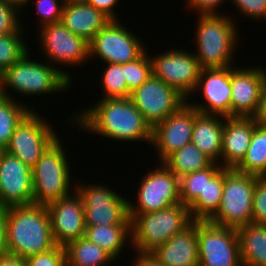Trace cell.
<instances>
[{"instance_id": "cell-41", "label": "cell", "mask_w": 266, "mask_h": 266, "mask_svg": "<svg viewBox=\"0 0 266 266\" xmlns=\"http://www.w3.org/2000/svg\"><path fill=\"white\" fill-rule=\"evenodd\" d=\"M187 7L197 11L198 14H218L217 7L227 0H186ZM229 1V0H228ZM195 9V10H194ZM217 11V12H216Z\"/></svg>"}, {"instance_id": "cell-18", "label": "cell", "mask_w": 266, "mask_h": 266, "mask_svg": "<svg viewBox=\"0 0 266 266\" xmlns=\"http://www.w3.org/2000/svg\"><path fill=\"white\" fill-rule=\"evenodd\" d=\"M197 91L203 96L204 103H188L199 113L230 117L231 66L201 69L198 83L192 95L194 96Z\"/></svg>"}, {"instance_id": "cell-20", "label": "cell", "mask_w": 266, "mask_h": 266, "mask_svg": "<svg viewBox=\"0 0 266 266\" xmlns=\"http://www.w3.org/2000/svg\"><path fill=\"white\" fill-rule=\"evenodd\" d=\"M231 66L230 117H253L258 110L266 70L262 67Z\"/></svg>"}, {"instance_id": "cell-29", "label": "cell", "mask_w": 266, "mask_h": 266, "mask_svg": "<svg viewBox=\"0 0 266 266\" xmlns=\"http://www.w3.org/2000/svg\"><path fill=\"white\" fill-rule=\"evenodd\" d=\"M178 178L209 167L213 161L193 143L174 151L162 162Z\"/></svg>"}, {"instance_id": "cell-9", "label": "cell", "mask_w": 266, "mask_h": 266, "mask_svg": "<svg viewBox=\"0 0 266 266\" xmlns=\"http://www.w3.org/2000/svg\"><path fill=\"white\" fill-rule=\"evenodd\" d=\"M199 266H242L236 228L197 221Z\"/></svg>"}, {"instance_id": "cell-37", "label": "cell", "mask_w": 266, "mask_h": 266, "mask_svg": "<svg viewBox=\"0 0 266 266\" xmlns=\"http://www.w3.org/2000/svg\"><path fill=\"white\" fill-rule=\"evenodd\" d=\"M252 223L266 225V177H259L255 183Z\"/></svg>"}, {"instance_id": "cell-31", "label": "cell", "mask_w": 266, "mask_h": 266, "mask_svg": "<svg viewBox=\"0 0 266 266\" xmlns=\"http://www.w3.org/2000/svg\"><path fill=\"white\" fill-rule=\"evenodd\" d=\"M17 101L0 95V148L4 150L17 126L33 110L27 104H19Z\"/></svg>"}, {"instance_id": "cell-35", "label": "cell", "mask_w": 266, "mask_h": 266, "mask_svg": "<svg viewBox=\"0 0 266 266\" xmlns=\"http://www.w3.org/2000/svg\"><path fill=\"white\" fill-rule=\"evenodd\" d=\"M124 75L130 92L139 88L152 76V64L147 51L136 60L124 63Z\"/></svg>"}, {"instance_id": "cell-1", "label": "cell", "mask_w": 266, "mask_h": 266, "mask_svg": "<svg viewBox=\"0 0 266 266\" xmlns=\"http://www.w3.org/2000/svg\"><path fill=\"white\" fill-rule=\"evenodd\" d=\"M73 117L72 124H79V129L91 134L97 133L117 142H152L153 128L130 98L101 99Z\"/></svg>"}, {"instance_id": "cell-13", "label": "cell", "mask_w": 266, "mask_h": 266, "mask_svg": "<svg viewBox=\"0 0 266 266\" xmlns=\"http://www.w3.org/2000/svg\"><path fill=\"white\" fill-rule=\"evenodd\" d=\"M53 129L46 119L32 110L15 129L5 151L32 168L58 138Z\"/></svg>"}, {"instance_id": "cell-15", "label": "cell", "mask_w": 266, "mask_h": 266, "mask_svg": "<svg viewBox=\"0 0 266 266\" xmlns=\"http://www.w3.org/2000/svg\"><path fill=\"white\" fill-rule=\"evenodd\" d=\"M37 33H40L42 53L52 65L81 66L90 58L89 42L73 34L61 22L44 25Z\"/></svg>"}, {"instance_id": "cell-39", "label": "cell", "mask_w": 266, "mask_h": 266, "mask_svg": "<svg viewBox=\"0 0 266 266\" xmlns=\"http://www.w3.org/2000/svg\"><path fill=\"white\" fill-rule=\"evenodd\" d=\"M20 11L3 0H0V35L16 33L22 26Z\"/></svg>"}, {"instance_id": "cell-33", "label": "cell", "mask_w": 266, "mask_h": 266, "mask_svg": "<svg viewBox=\"0 0 266 266\" xmlns=\"http://www.w3.org/2000/svg\"><path fill=\"white\" fill-rule=\"evenodd\" d=\"M23 32L21 27L16 33L0 35V75L29 52Z\"/></svg>"}, {"instance_id": "cell-38", "label": "cell", "mask_w": 266, "mask_h": 266, "mask_svg": "<svg viewBox=\"0 0 266 266\" xmlns=\"http://www.w3.org/2000/svg\"><path fill=\"white\" fill-rule=\"evenodd\" d=\"M27 266H66L65 249L56 245L49 251L24 259Z\"/></svg>"}, {"instance_id": "cell-28", "label": "cell", "mask_w": 266, "mask_h": 266, "mask_svg": "<svg viewBox=\"0 0 266 266\" xmlns=\"http://www.w3.org/2000/svg\"><path fill=\"white\" fill-rule=\"evenodd\" d=\"M224 186V168L213 178H206L204 193L188 207L193 221H208L219 209Z\"/></svg>"}, {"instance_id": "cell-40", "label": "cell", "mask_w": 266, "mask_h": 266, "mask_svg": "<svg viewBox=\"0 0 266 266\" xmlns=\"http://www.w3.org/2000/svg\"><path fill=\"white\" fill-rule=\"evenodd\" d=\"M233 2V6H236V10H240V14L254 20L265 19L266 20V0H230Z\"/></svg>"}, {"instance_id": "cell-3", "label": "cell", "mask_w": 266, "mask_h": 266, "mask_svg": "<svg viewBox=\"0 0 266 266\" xmlns=\"http://www.w3.org/2000/svg\"><path fill=\"white\" fill-rule=\"evenodd\" d=\"M28 52L0 75V95L14 98L6 90L8 87L18 94L44 95L65 91L72 87L73 76L49 63L33 61Z\"/></svg>"}, {"instance_id": "cell-14", "label": "cell", "mask_w": 266, "mask_h": 266, "mask_svg": "<svg viewBox=\"0 0 266 266\" xmlns=\"http://www.w3.org/2000/svg\"><path fill=\"white\" fill-rule=\"evenodd\" d=\"M130 99L152 128L187 102L177 90L154 76L132 91Z\"/></svg>"}, {"instance_id": "cell-7", "label": "cell", "mask_w": 266, "mask_h": 266, "mask_svg": "<svg viewBox=\"0 0 266 266\" xmlns=\"http://www.w3.org/2000/svg\"><path fill=\"white\" fill-rule=\"evenodd\" d=\"M258 178L234 168H224L221 203L217 212L208 221L236 229L252 223L253 194Z\"/></svg>"}, {"instance_id": "cell-26", "label": "cell", "mask_w": 266, "mask_h": 266, "mask_svg": "<svg viewBox=\"0 0 266 266\" xmlns=\"http://www.w3.org/2000/svg\"><path fill=\"white\" fill-rule=\"evenodd\" d=\"M84 237L99 245L116 261L123 254L126 243L131 246V225L86 226Z\"/></svg>"}, {"instance_id": "cell-16", "label": "cell", "mask_w": 266, "mask_h": 266, "mask_svg": "<svg viewBox=\"0 0 266 266\" xmlns=\"http://www.w3.org/2000/svg\"><path fill=\"white\" fill-rule=\"evenodd\" d=\"M194 121L195 108L187 101L153 127L151 145L158 154V163L163 162L174 151L191 143Z\"/></svg>"}, {"instance_id": "cell-30", "label": "cell", "mask_w": 266, "mask_h": 266, "mask_svg": "<svg viewBox=\"0 0 266 266\" xmlns=\"http://www.w3.org/2000/svg\"><path fill=\"white\" fill-rule=\"evenodd\" d=\"M239 172L266 177V126L257 124L243 160L234 168Z\"/></svg>"}, {"instance_id": "cell-19", "label": "cell", "mask_w": 266, "mask_h": 266, "mask_svg": "<svg viewBox=\"0 0 266 266\" xmlns=\"http://www.w3.org/2000/svg\"><path fill=\"white\" fill-rule=\"evenodd\" d=\"M46 208L56 245L65 247L68 243L84 237V206L82 198L75 190L68 197L49 203Z\"/></svg>"}, {"instance_id": "cell-22", "label": "cell", "mask_w": 266, "mask_h": 266, "mask_svg": "<svg viewBox=\"0 0 266 266\" xmlns=\"http://www.w3.org/2000/svg\"><path fill=\"white\" fill-rule=\"evenodd\" d=\"M152 254L164 266H199L197 221L175 234Z\"/></svg>"}, {"instance_id": "cell-42", "label": "cell", "mask_w": 266, "mask_h": 266, "mask_svg": "<svg viewBox=\"0 0 266 266\" xmlns=\"http://www.w3.org/2000/svg\"><path fill=\"white\" fill-rule=\"evenodd\" d=\"M9 254L7 209L0 208V257Z\"/></svg>"}, {"instance_id": "cell-5", "label": "cell", "mask_w": 266, "mask_h": 266, "mask_svg": "<svg viewBox=\"0 0 266 266\" xmlns=\"http://www.w3.org/2000/svg\"><path fill=\"white\" fill-rule=\"evenodd\" d=\"M131 248L139 253H152L192 222L188 206L182 203L145 214H129Z\"/></svg>"}, {"instance_id": "cell-10", "label": "cell", "mask_w": 266, "mask_h": 266, "mask_svg": "<svg viewBox=\"0 0 266 266\" xmlns=\"http://www.w3.org/2000/svg\"><path fill=\"white\" fill-rule=\"evenodd\" d=\"M138 189L137 205L128 201V214H145L181 203L179 178L162 162L145 174Z\"/></svg>"}, {"instance_id": "cell-6", "label": "cell", "mask_w": 266, "mask_h": 266, "mask_svg": "<svg viewBox=\"0 0 266 266\" xmlns=\"http://www.w3.org/2000/svg\"><path fill=\"white\" fill-rule=\"evenodd\" d=\"M58 137L32 167L33 204L48 205L71 195L70 162ZM72 182V183H71ZM74 187V188H73ZM71 191V192H70Z\"/></svg>"}, {"instance_id": "cell-45", "label": "cell", "mask_w": 266, "mask_h": 266, "mask_svg": "<svg viewBox=\"0 0 266 266\" xmlns=\"http://www.w3.org/2000/svg\"><path fill=\"white\" fill-rule=\"evenodd\" d=\"M253 117L259 125L266 126V83L262 89L257 113Z\"/></svg>"}, {"instance_id": "cell-24", "label": "cell", "mask_w": 266, "mask_h": 266, "mask_svg": "<svg viewBox=\"0 0 266 266\" xmlns=\"http://www.w3.org/2000/svg\"><path fill=\"white\" fill-rule=\"evenodd\" d=\"M222 119L225 117L201 114L195 109L191 143L215 163H219L221 159L224 127Z\"/></svg>"}, {"instance_id": "cell-23", "label": "cell", "mask_w": 266, "mask_h": 266, "mask_svg": "<svg viewBox=\"0 0 266 266\" xmlns=\"http://www.w3.org/2000/svg\"><path fill=\"white\" fill-rule=\"evenodd\" d=\"M110 21L108 16L88 3H65L61 17L66 28L88 42Z\"/></svg>"}, {"instance_id": "cell-12", "label": "cell", "mask_w": 266, "mask_h": 266, "mask_svg": "<svg viewBox=\"0 0 266 266\" xmlns=\"http://www.w3.org/2000/svg\"><path fill=\"white\" fill-rule=\"evenodd\" d=\"M174 49L165 53L149 56L152 76L162 80L177 90L187 101L194 92L201 72L195 53Z\"/></svg>"}, {"instance_id": "cell-34", "label": "cell", "mask_w": 266, "mask_h": 266, "mask_svg": "<svg viewBox=\"0 0 266 266\" xmlns=\"http://www.w3.org/2000/svg\"><path fill=\"white\" fill-rule=\"evenodd\" d=\"M101 85L106 98H130L131 92L127 88L124 64L106 63V68L101 76Z\"/></svg>"}, {"instance_id": "cell-2", "label": "cell", "mask_w": 266, "mask_h": 266, "mask_svg": "<svg viewBox=\"0 0 266 266\" xmlns=\"http://www.w3.org/2000/svg\"><path fill=\"white\" fill-rule=\"evenodd\" d=\"M9 254L26 259L56 246L44 205L7 207Z\"/></svg>"}, {"instance_id": "cell-8", "label": "cell", "mask_w": 266, "mask_h": 266, "mask_svg": "<svg viewBox=\"0 0 266 266\" xmlns=\"http://www.w3.org/2000/svg\"><path fill=\"white\" fill-rule=\"evenodd\" d=\"M75 191L82 198L86 226L131 225L128 199L105 187L75 183Z\"/></svg>"}, {"instance_id": "cell-27", "label": "cell", "mask_w": 266, "mask_h": 266, "mask_svg": "<svg viewBox=\"0 0 266 266\" xmlns=\"http://www.w3.org/2000/svg\"><path fill=\"white\" fill-rule=\"evenodd\" d=\"M64 249L66 266H113L115 263V260L99 245L88 241L85 237L68 243Z\"/></svg>"}, {"instance_id": "cell-4", "label": "cell", "mask_w": 266, "mask_h": 266, "mask_svg": "<svg viewBox=\"0 0 266 266\" xmlns=\"http://www.w3.org/2000/svg\"><path fill=\"white\" fill-rule=\"evenodd\" d=\"M195 44L196 59L201 69L233 66L237 28L233 17L218 14H198ZM238 34V35H237Z\"/></svg>"}, {"instance_id": "cell-21", "label": "cell", "mask_w": 266, "mask_h": 266, "mask_svg": "<svg viewBox=\"0 0 266 266\" xmlns=\"http://www.w3.org/2000/svg\"><path fill=\"white\" fill-rule=\"evenodd\" d=\"M257 124L254 117L233 116L224 119L220 159L223 168H235L243 160Z\"/></svg>"}, {"instance_id": "cell-11", "label": "cell", "mask_w": 266, "mask_h": 266, "mask_svg": "<svg viewBox=\"0 0 266 266\" xmlns=\"http://www.w3.org/2000/svg\"><path fill=\"white\" fill-rule=\"evenodd\" d=\"M144 46L121 21L111 20L90 40L89 57H99L104 64H124L139 58L146 51Z\"/></svg>"}, {"instance_id": "cell-25", "label": "cell", "mask_w": 266, "mask_h": 266, "mask_svg": "<svg viewBox=\"0 0 266 266\" xmlns=\"http://www.w3.org/2000/svg\"><path fill=\"white\" fill-rule=\"evenodd\" d=\"M237 232L242 266H266V225L249 223Z\"/></svg>"}, {"instance_id": "cell-17", "label": "cell", "mask_w": 266, "mask_h": 266, "mask_svg": "<svg viewBox=\"0 0 266 266\" xmlns=\"http://www.w3.org/2000/svg\"><path fill=\"white\" fill-rule=\"evenodd\" d=\"M32 204V168L4 150L0 157V208Z\"/></svg>"}, {"instance_id": "cell-49", "label": "cell", "mask_w": 266, "mask_h": 266, "mask_svg": "<svg viewBox=\"0 0 266 266\" xmlns=\"http://www.w3.org/2000/svg\"><path fill=\"white\" fill-rule=\"evenodd\" d=\"M3 151H4V149L0 148V157H1L2 153H3Z\"/></svg>"}, {"instance_id": "cell-48", "label": "cell", "mask_w": 266, "mask_h": 266, "mask_svg": "<svg viewBox=\"0 0 266 266\" xmlns=\"http://www.w3.org/2000/svg\"><path fill=\"white\" fill-rule=\"evenodd\" d=\"M65 3H88V0H64Z\"/></svg>"}, {"instance_id": "cell-36", "label": "cell", "mask_w": 266, "mask_h": 266, "mask_svg": "<svg viewBox=\"0 0 266 266\" xmlns=\"http://www.w3.org/2000/svg\"><path fill=\"white\" fill-rule=\"evenodd\" d=\"M29 0V3H31ZM59 0H36L35 1V7L36 12L38 13L39 17V24H41L40 27L52 24V23H58L61 22L62 17V11L64 7V0H61V2L58 3Z\"/></svg>"}, {"instance_id": "cell-32", "label": "cell", "mask_w": 266, "mask_h": 266, "mask_svg": "<svg viewBox=\"0 0 266 266\" xmlns=\"http://www.w3.org/2000/svg\"><path fill=\"white\" fill-rule=\"evenodd\" d=\"M223 167L213 162L209 167L179 178L180 200L190 206L206 188V178H213Z\"/></svg>"}, {"instance_id": "cell-43", "label": "cell", "mask_w": 266, "mask_h": 266, "mask_svg": "<svg viewBox=\"0 0 266 266\" xmlns=\"http://www.w3.org/2000/svg\"><path fill=\"white\" fill-rule=\"evenodd\" d=\"M119 0H88V4L96 8L98 11L103 12L111 20H120L117 17L114 7Z\"/></svg>"}, {"instance_id": "cell-46", "label": "cell", "mask_w": 266, "mask_h": 266, "mask_svg": "<svg viewBox=\"0 0 266 266\" xmlns=\"http://www.w3.org/2000/svg\"><path fill=\"white\" fill-rule=\"evenodd\" d=\"M0 266H27L24 259L14 255H4L0 257Z\"/></svg>"}, {"instance_id": "cell-44", "label": "cell", "mask_w": 266, "mask_h": 266, "mask_svg": "<svg viewBox=\"0 0 266 266\" xmlns=\"http://www.w3.org/2000/svg\"><path fill=\"white\" fill-rule=\"evenodd\" d=\"M137 257L133 260L132 266H164L161 264L152 253H139L136 252Z\"/></svg>"}, {"instance_id": "cell-47", "label": "cell", "mask_w": 266, "mask_h": 266, "mask_svg": "<svg viewBox=\"0 0 266 266\" xmlns=\"http://www.w3.org/2000/svg\"><path fill=\"white\" fill-rule=\"evenodd\" d=\"M5 3L9 4V5H12L14 7H16L17 9H23L25 7L23 6H26L27 4H29V0H3Z\"/></svg>"}]
</instances>
